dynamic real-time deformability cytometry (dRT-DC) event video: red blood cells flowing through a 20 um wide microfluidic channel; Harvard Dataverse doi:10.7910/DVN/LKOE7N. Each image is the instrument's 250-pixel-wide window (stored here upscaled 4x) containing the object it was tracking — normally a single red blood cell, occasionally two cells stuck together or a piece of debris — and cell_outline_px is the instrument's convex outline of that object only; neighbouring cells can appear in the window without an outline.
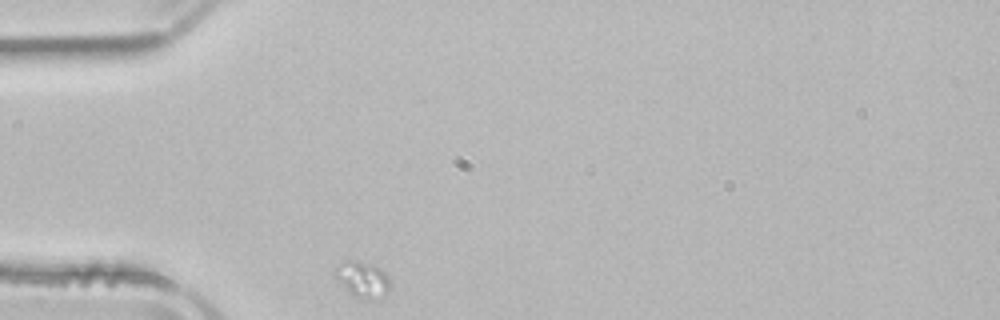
{"species": "common noctule bat (a hibernating species)", "species_latin": "Nyctalus noctula", "temperature_condition": "room temperature", "stored_images_in_passage": 5, "camera_frame_rate_fps": 3000, "um_per_image_px": 0.085, "animal": {"sex": "male", "body_mass_g": 21.5, "forearm_length_mm": 52.0}, "frame": {"image": 1, "passage_image": 1, "time_ms": 0.0, "image_size_px": [1000, 320], "cell_outline_px": [[392, 284], [388, 292], [360, 300], [352, 296], [332, 276], [332, 272], [344, 260], [356, 260], [372, 264], [380, 268], [388, 276]], "centroid_in_image_um": [30.76, 23.72], "position_along_channel_um": 54.2, "area_um2": 11.68}}